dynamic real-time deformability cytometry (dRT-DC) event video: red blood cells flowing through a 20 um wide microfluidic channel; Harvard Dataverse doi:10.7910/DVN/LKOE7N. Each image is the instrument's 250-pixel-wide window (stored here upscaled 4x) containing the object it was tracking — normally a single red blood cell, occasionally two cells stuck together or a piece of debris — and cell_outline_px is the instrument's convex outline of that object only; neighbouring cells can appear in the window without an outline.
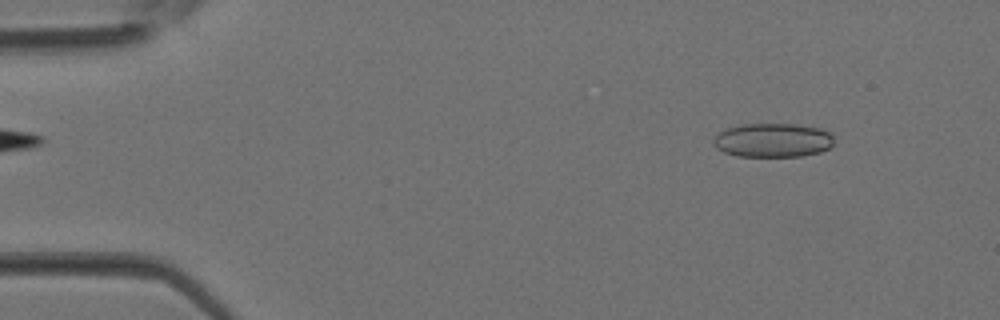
{"species": "Egyptian fruit bat (a non-hibernating species)", "species_latin": "Rousettus aegyptiacus", "temperature_condition": "room temperature", "stored_images_in_passage": 37, "camera_frame_rate_fps": 3000, "um_per_image_px": 0.085, "animal": {"sex": "female"}, "frame": {"image": 1, "passage_image": 4, "time_ms": 1.0, "image_size_px": [1000, 320], "cell_outline_px": [[832, 144], [828, 148], [820, 152], [800, 156], [736, 156], [724, 152], [716, 148], [712, 144], [712, 140], [720, 132], [728, 128], [740, 124], [796, 124], [820, 128], [832, 132]], "centroid_in_image_um": [65.68, 11.91], "position_along_channel_um": 19.3, "area_um2": 23.93}}
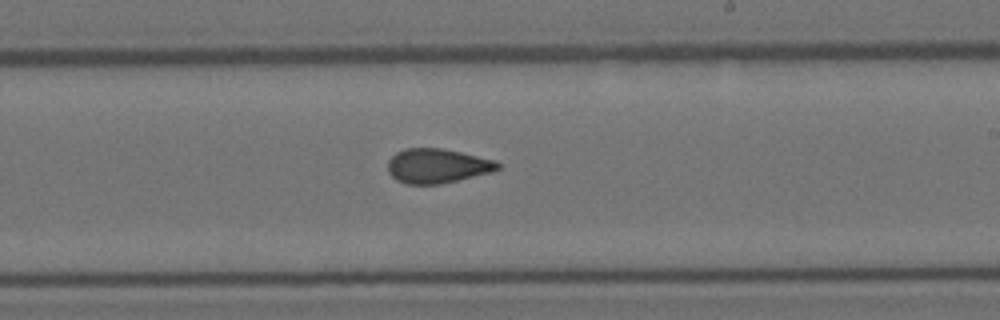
{"frame": {"image": 2, "passage_image": 22, "time_ms": 7.0, "image_size_px": [1000, 320], "cell_outline_px": [[500, 168], [492, 172], [440, 184], [408, 184], [396, 180], [388, 172], [388, 160], [396, 152], [404, 148], [440, 148], [460, 152], [496, 160], [500, 164]], "centroid_in_image_um": [37.16, 14.1], "position_along_channel_um": 251.8, "area_um2": 22.08}}
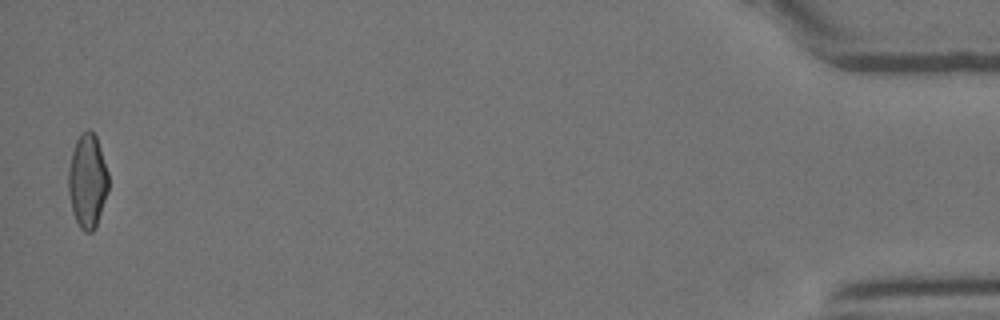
{"frame": {"image": 3, "passage_image": 37, "time_ms": 12.0, "image_size_px": [1000, 320], "cell_outline_px": [[108, 192], [96, 228], [92, 232], [84, 232], [80, 228], [72, 212], [68, 192], [68, 168], [72, 152], [76, 140], [80, 132], [88, 128], [96, 136], [108, 172]], "centroid_in_image_um": [7.43, 15.39], "position_along_channel_um": 427.8, "area_um2": 22.2}}